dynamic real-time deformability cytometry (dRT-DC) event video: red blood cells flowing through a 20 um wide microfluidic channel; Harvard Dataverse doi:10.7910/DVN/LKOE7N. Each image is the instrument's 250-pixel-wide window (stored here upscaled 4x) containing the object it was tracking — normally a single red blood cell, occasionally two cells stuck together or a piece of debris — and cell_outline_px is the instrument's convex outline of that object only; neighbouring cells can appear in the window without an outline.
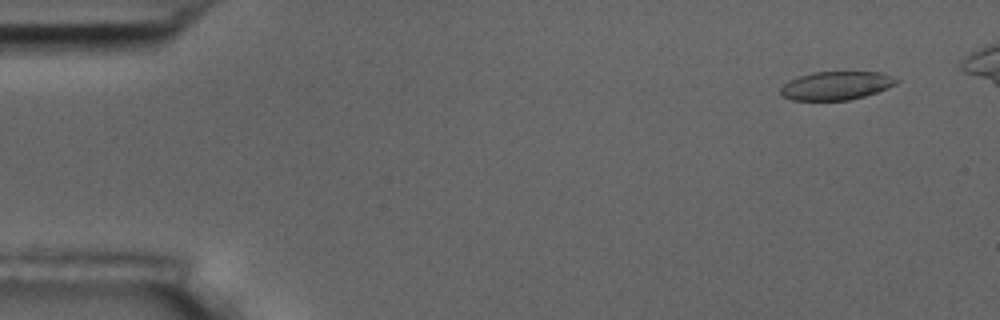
{"species": "common noctule bat (a hibernating species)", "species_latin": "Nyctalus noctula", "temperature_condition": "room temperature", "stored_images_in_passage": 5, "camera_frame_rate_fps": 3000, "um_per_image_px": 0.085, "animal": {"sex": "male", "body_mass_g": 17.5, "forearm_length_mm": 52.3}, "frame": {"image": 1, "passage_image": 1, "time_ms": 0.0, "image_size_px": [1000, 320], "cell_outline_px": [[900, 80], [896, 84], [888, 88], [864, 96], [848, 100], [792, 100], [780, 96], [780, 88], [784, 84], [796, 76], [812, 72], [884, 72]], "centroid_in_image_um": [71.06, 7.27], "position_along_channel_um": 13.9, "area_um2": 19.36}}